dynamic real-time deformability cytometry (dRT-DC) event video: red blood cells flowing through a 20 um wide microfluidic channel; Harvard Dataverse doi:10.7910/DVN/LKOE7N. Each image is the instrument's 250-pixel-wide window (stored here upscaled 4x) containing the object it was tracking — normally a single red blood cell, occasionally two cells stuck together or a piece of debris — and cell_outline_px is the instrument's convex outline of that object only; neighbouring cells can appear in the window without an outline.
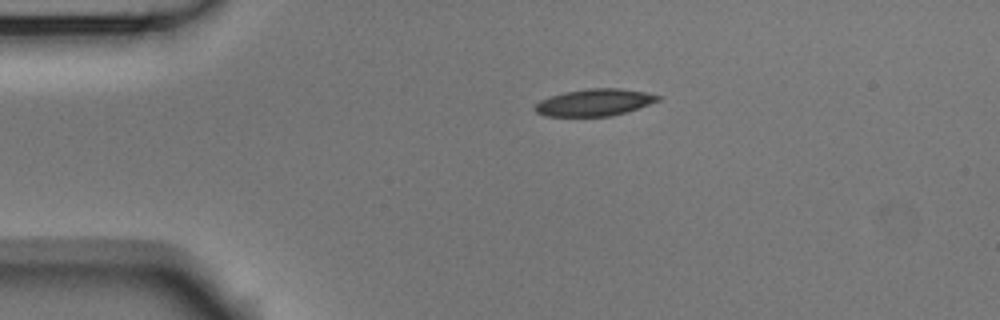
{"species": "Egyptian fruit bat (a non-hibernating species)", "species_latin": "Rousettus aegyptiacus", "temperature_condition": "room temperature", "stored_images_in_passage": 2, "camera_frame_rate_fps": 3000, "um_per_image_px": 0.085, "animal": {"sex": "male"}, "frame": {"image": 1, "passage_image": 1, "time_ms": 0.0, "image_size_px": [1000, 320], "cell_outline_px": [[660, 100], [612, 116], [544, 116], [536, 112], [532, 108], [540, 100], [564, 92], [588, 88], [616, 88], [644, 92], [660, 96]], "centroid_in_image_um": [50.47, 8.71], "position_along_channel_um": 34.5, "area_um2": 19.07}}